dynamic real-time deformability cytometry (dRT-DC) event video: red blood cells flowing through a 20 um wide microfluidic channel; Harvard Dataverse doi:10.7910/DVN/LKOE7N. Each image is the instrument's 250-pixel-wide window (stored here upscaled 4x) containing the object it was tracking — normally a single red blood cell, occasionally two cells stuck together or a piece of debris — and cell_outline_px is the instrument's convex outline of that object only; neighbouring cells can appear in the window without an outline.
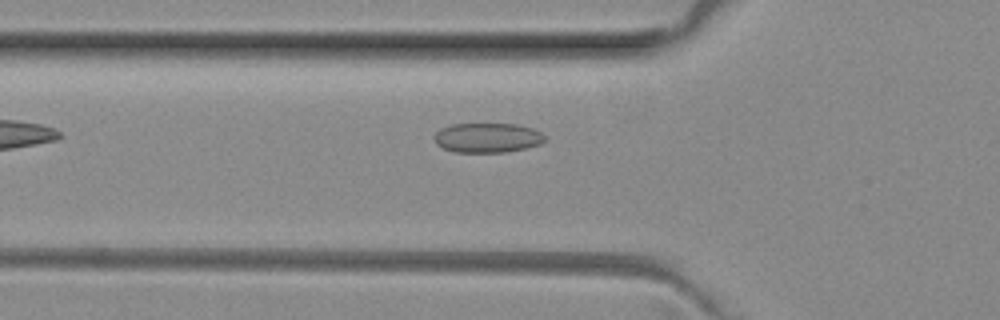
{"species": "common noctule bat (a hibernating species)", "species_latin": "Nyctalus noctula", "temperature_condition": "room temperature", "stored_images_in_passage": 8, "camera_frame_rate_fps": 3000, "um_per_image_px": 0.085, "animal": {"sex": "female", "body_mass_g": 29.2, "forearm_length_mm": 56.3}, "frame": {"image": 1, "passage_image": 4, "time_ms": 1.0, "image_size_px": [1000, 320], "cell_outline_px": [[544, 140], [540, 144], [508, 152], [456, 152], [444, 148], [436, 144], [436, 132], [440, 128], [452, 124], [520, 124], [532, 128], [540, 132], [544, 136]], "centroid_in_image_um": [41.44, 11.7], "position_along_channel_um": 84.4, "area_um2": 18.96}}
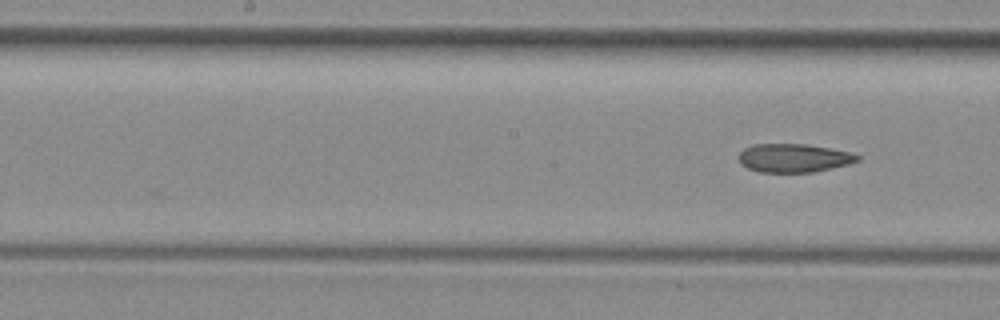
{"frame": {"image": 2, "passage_image": 8, "time_ms": 2.333, "image_size_px": [1000, 320], "cell_outline_px": [[860, 160], [848, 164], [832, 168], [812, 172], [760, 172], [748, 168], [740, 164], [736, 156], [744, 148], [752, 144], [808, 144], [852, 152], [860, 156]], "centroid_in_image_um": [67.45, 13.42], "position_along_channel_um": 180.8, "area_um2": 19.94}}